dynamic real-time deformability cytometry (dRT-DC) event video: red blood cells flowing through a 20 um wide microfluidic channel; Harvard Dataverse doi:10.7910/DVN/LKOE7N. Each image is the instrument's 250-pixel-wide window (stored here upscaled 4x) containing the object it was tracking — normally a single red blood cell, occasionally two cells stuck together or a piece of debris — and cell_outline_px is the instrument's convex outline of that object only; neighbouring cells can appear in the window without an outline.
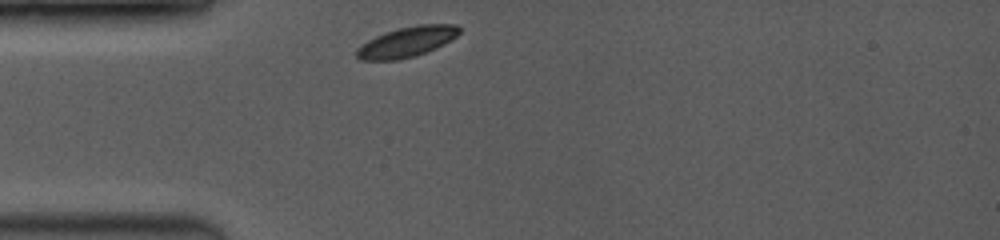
{"species": "common noctule bat (a hibernating species)", "species_latin": "Nyctalus noctula", "temperature_condition": "room temperature", "stored_images_in_passage": 7, "camera_frame_rate_fps": 3500, "um_per_image_px": 0.085, "animal": {"sex": "female", "body_mass_g": 19.0, "forearm_length_mm": 53.3}, "frame": {"image": 1, "passage_image": 1, "time_ms": 0.0, "image_size_px": [1000, 240], "cell_outline_px": [[460, 32], [456, 36], [444, 44], [436, 48], [412, 56], [396, 60], [360, 60], [356, 56], [356, 48], [360, 44], [384, 32], [416, 24], [456, 24], [460, 28]], "centroid_in_image_um": [34.56, 3.55], "position_along_channel_um": 50.4, "area_um2": 18.03}}
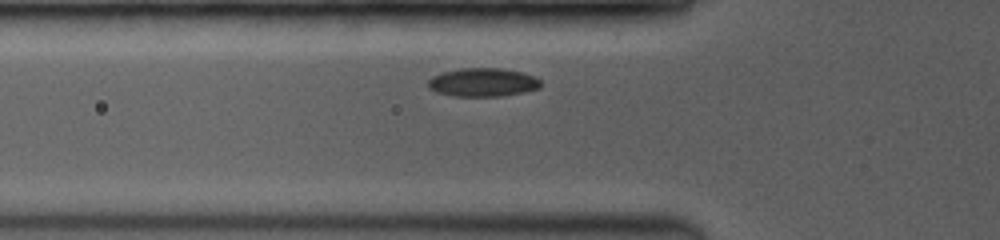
{"frame": {"image": 2, "passage_image": 4, "time_ms": 1.143, "image_size_px": [1000, 240], "cell_outline_px": [[540, 88], [524, 92], [500, 96], [456, 96], [436, 92], [428, 88], [428, 80], [432, 76], [440, 72], [460, 68], [500, 68], [524, 72], [540, 80]], "centroid_in_image_um": [41.01, 6.99], "position_along_channel_um": 84.8, "area_um2": 18.79}}
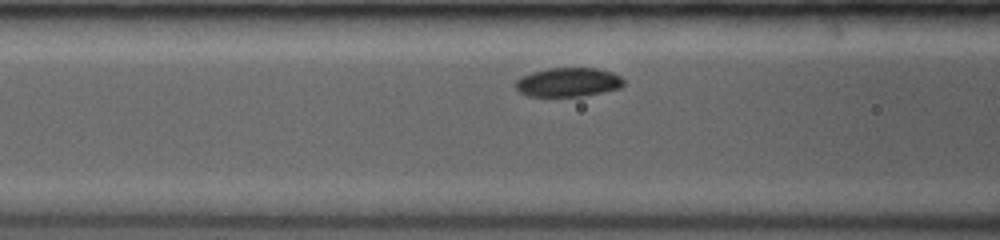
{"frame": {"image": 3, "passage_image": 6, "time_ms": 2.0, "image_size_px": [1000, 240], "cell_outline_px": [[624, 84], [620, 88], [604, 92], [584, 96], [528, 96], [520, 92], [516, 88], [516, 80], [520, 76], [532, 72], [548, 68], [596, 68], [612, 72], [620, 76], [624, 80]], "centroid_in_image_um": [48.3, 6.99], "position_along_channel_um": 118.3, "area_um2": 18.38}}